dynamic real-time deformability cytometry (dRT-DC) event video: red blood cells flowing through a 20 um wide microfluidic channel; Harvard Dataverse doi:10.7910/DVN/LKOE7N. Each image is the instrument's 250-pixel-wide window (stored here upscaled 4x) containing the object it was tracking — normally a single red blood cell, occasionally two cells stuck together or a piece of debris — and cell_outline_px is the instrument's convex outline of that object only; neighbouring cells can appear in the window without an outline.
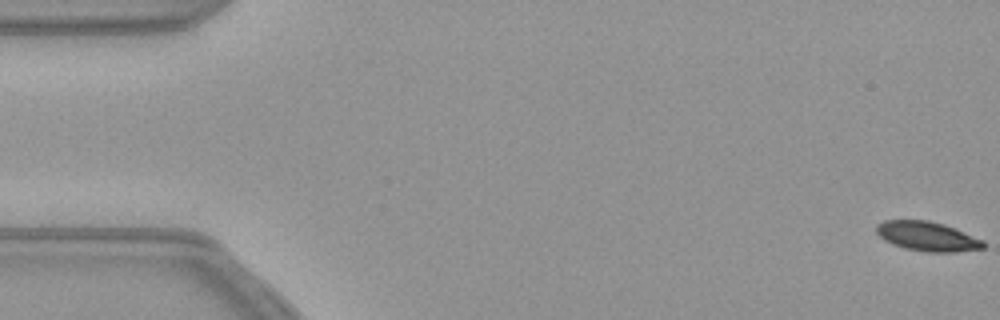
{"species": "common noctule bat (a hibernating species)", "species_latin": "Nyctalus noctula", "temperature_condition": "warm", "stored_images_in_passage": 55, "camera_frame_rate_fps": 3000, "um_per_image_px": 0.085, "animal": {"sex": "female", "body_mass_g": 21.9}, "frame": {"image": 1, "passage_image": 1, "time_ms": 0.0, "image_size_px": [1000, 320], "cell_outline_px": [[984, 244], [964, 248], [920, 248], [904, 244], [892, 240], [880, 228], [888, 224], [932, 224], [948, 228]], "centroid_in_image_um": [78.89, 20.09], "position_along_channel_um": 6.1, "area_um2": 12.31}}
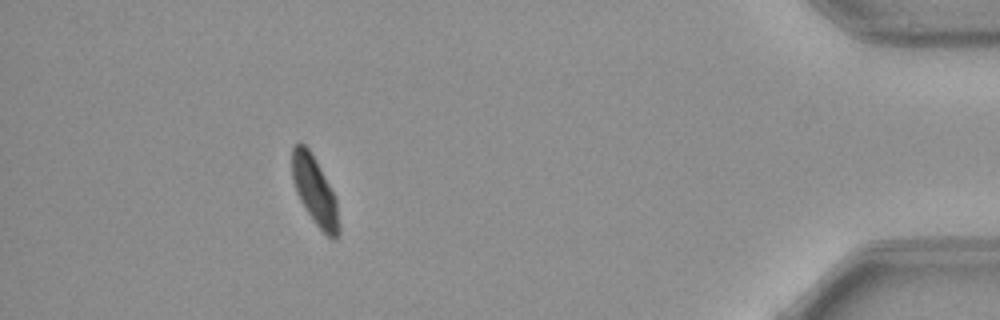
{"frame": {"image": 2, "passage_image": 50, "time_ms": 16.333, "image_size_px": [1000, 320], "cell_outline_px": [[332, 232], [320, 220], [304, 196], [300, 188], [296, 176], [296, 148], [304, 148], [308, 152], [332, 200]], "centroid_in_image_um": [26.66, 15.93], "position_along_channel_um": 408.5, "area_um2": 11.04}}